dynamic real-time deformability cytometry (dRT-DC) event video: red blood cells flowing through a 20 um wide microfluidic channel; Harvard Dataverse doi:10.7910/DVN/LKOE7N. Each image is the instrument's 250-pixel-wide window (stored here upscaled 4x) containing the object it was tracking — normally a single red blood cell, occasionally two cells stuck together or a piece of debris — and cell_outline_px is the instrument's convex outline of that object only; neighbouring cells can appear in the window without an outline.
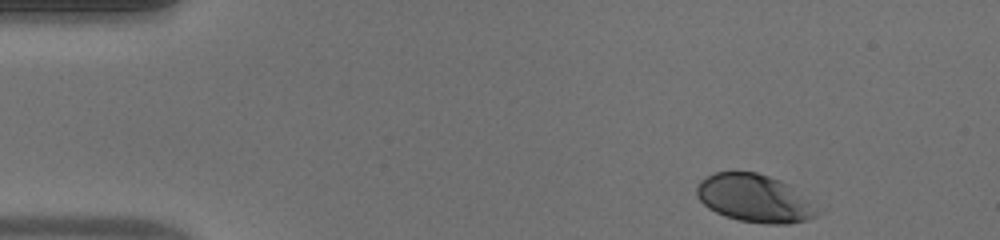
{"species": "human", "species_latin": "Homo sapiens", "temperature_condition": "warm", "stored_images_in_passage": 44, "camera_frame_rate_fps": 3000, "um_per_image_px": 0.085, "donor": {"sex": "male"}, "frame": {"image": 1, "passage_image": 1, "time_ms": 0.0, "image_size_px": [1000, 240], "cell_outline_px": [[816, 216], [808, 220], [788, 224], [764, 224], [740, 220], [724, 216], [708, 208], [696, 196], [696, 188], [700, 180], [712, 172], [756, 172], [780, 180], [788, 184], [808, 200], [816, 212]], "centroid_in_image_um": [64.06, 16.86], "position_along_channel_um": 20.9, "area_um2": 33.29}}
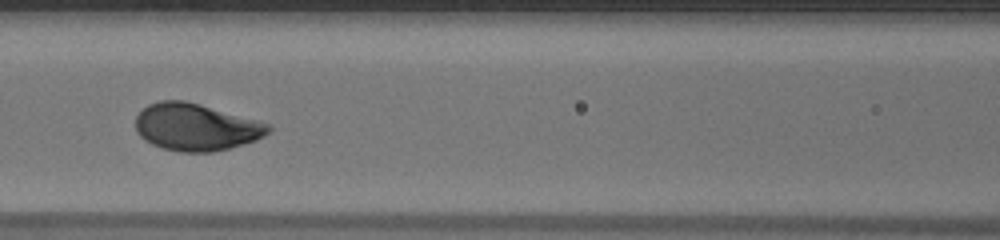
{"frame": {"image": 2, "passage_image": 17, "time_ms": 5.333, "image_size_px": [1000, 240], "cell_outline_px": [[272, 128], [264, 136], [256, 140], [244, 144], [212, 152], [180, 152], [164, 148], [152, 144], [144, 140], [136, 132], [136, 116], [148, 104], [160, 100], [184, 100], [200, 104], [256, 120], [268, 124]], "centroid_in_image_um": [16.63, 10.8], "position_along_channel_um": 150.0, "area_um2": 36.3}}
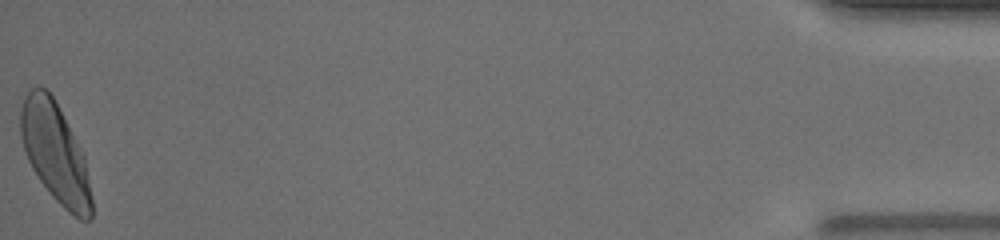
{"frame": {"image": 3, "passage_image": 44, "time_ms": 14.333, "image_size_px": [1000, 240], "cell_outline_px": [[92, 216], [88, 220], [80, 220], [68, 212], [52, 196], [40, 180], [32, 168], [28, 160], [20, 136], [20, 108], [24, 96], [36, 84], [40, 84], [52, 96], [84, 156], [92, 196]], "centroid_in_image_um": [4.67, 13.0], "position_along_channel_um": 430.5, "area_um2": 40.69}, "authors_computed_cell_mechanics": {"area_um2": 36.6163, "velocity_mm_per_s": 4.2017, "shape_relaxation_time_tau1_ms": 1.8581, "shape_relaxation_time_tau2_ms": null, "deformation_change_tau1": 0.1443, "deformation_change_tau2": null}}